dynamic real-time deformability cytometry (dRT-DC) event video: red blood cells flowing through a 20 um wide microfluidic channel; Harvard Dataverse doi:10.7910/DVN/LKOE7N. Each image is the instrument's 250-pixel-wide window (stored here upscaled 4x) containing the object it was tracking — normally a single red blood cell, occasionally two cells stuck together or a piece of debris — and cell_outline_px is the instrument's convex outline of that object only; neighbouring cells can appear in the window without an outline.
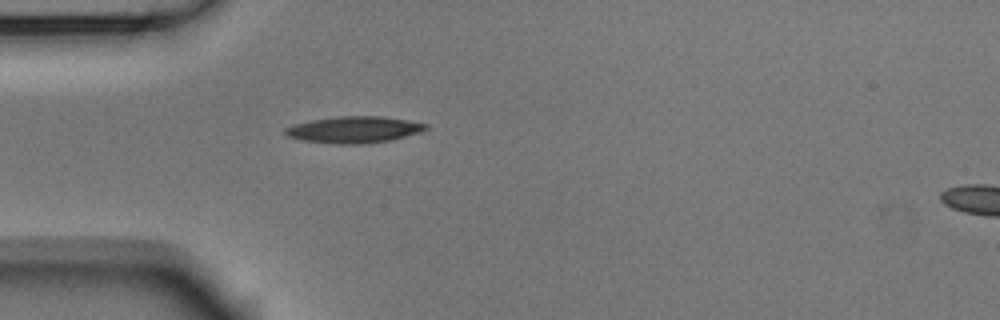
{"species": "Egyptian fruit bat (a non-hibernating species)", "species_latin": "Rousettus aegyptiacus", "temperature_condition": "room temperature", "stored_images_in_passage": 39, "camera_frame_rate_fps": 3000, "um_per_image_px": 0.085, "animal": {"sex": "male"}, "frame": {"image": 1, "passage_image": 1, "time_ms": 0.0, "image_size_px": [1000, 320], "cell_outline_px": [[428, 128], [420, 132], [392, 140], [368, 144], [336, 144], [304, 140], [288, 136], [284, 132], [284, 128], [292, 124], [312, 120], [340, 116], [380, 116], [428, 124]], "centroid_in_image_um": [30.09, 11.03], "position_along_channel_um": 54.9, "area_um2": 21.68}}
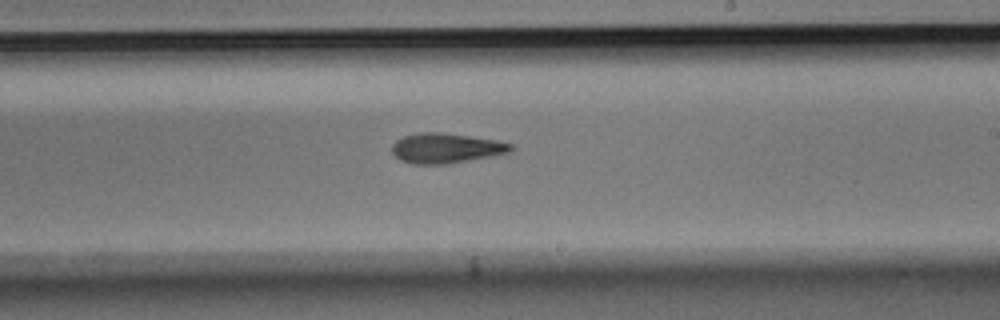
{"frame": {"image": 2, "passage_image": 17, "time_ms": 5.333, "image_size_px": [1000, 320], "cell_outline_px": [[516, 148], [508, 152], [488, 156], [444, 164], [416, 164], [400, 160], [392, 152], [392, 144], [396, 140], [404, 136], [420, 132], [440, 132], [496, 140], [512, 144]], "centroid_in_image_um": [37.87, 12.58], "position_along_channel_um": 251.1, "area_um2": 20.4}}
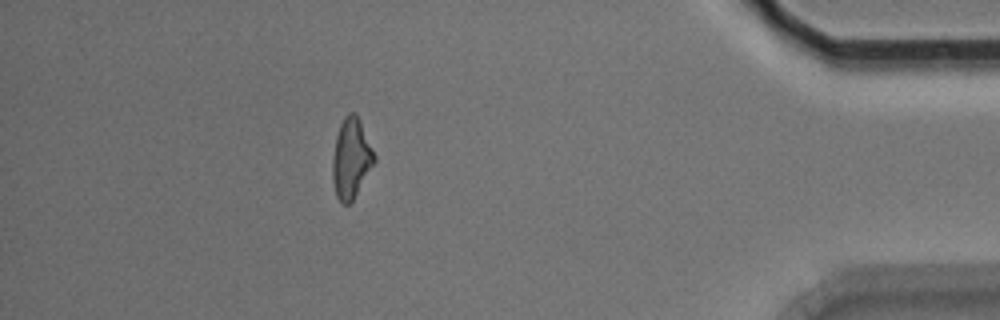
{"frame": {"image": 3, "passage_image": 33, "time_ms": 10.667, "image_size_px": [1000, 320], "cell_outline_px": [[376, 160], [352, 200], [348, 204], [340, 204], [336, 196], [332, 180], [332, 156], [336, 136], [340, 124], [344, 116], [348, 112], [356, 112], [360, 120], [376, 156]], "centroid_in_image_um": [29.83, 13.44], "position_along_channel_um": 405.4, "area_um2": 19.54}, "authors_computed_cell_mechanics": {"area_um2": 20.1722, "velocity_mm_per_s": 3.7746, "shape_relaxation_time_tau1_ms": 3.5434, "shape_relaxation_time_tau2_ms": null, "deformation_change_tau1": 0.1596, "deformation_change_tau2": null}}